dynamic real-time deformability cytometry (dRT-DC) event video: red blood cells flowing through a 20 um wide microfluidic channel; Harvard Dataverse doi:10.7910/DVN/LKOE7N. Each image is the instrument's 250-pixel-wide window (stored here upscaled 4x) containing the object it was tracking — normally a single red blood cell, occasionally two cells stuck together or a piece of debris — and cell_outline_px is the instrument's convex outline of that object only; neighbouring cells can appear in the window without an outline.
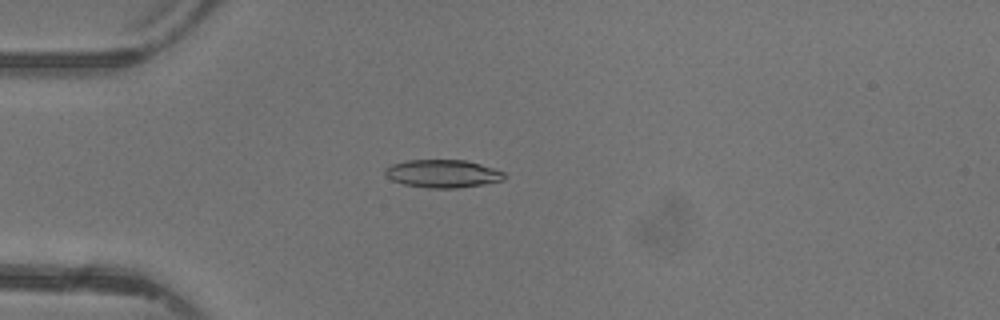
{"species": "common noctule bat (a hibernating species)", "species_latin": "Nyctalus noctula", "temperature_condition": "warm", "stored_images_in_passage": 42, "camera_frame_rate_fps": 3000, "um_per_image_px": 0.085, "animal": {"sex": "female"}, "frame": {"image": 1, "passage_image": 8, "time_ms": 2.333, "image_size_px": [1000, 320], "cell_outline_px": [[508, 176], [504, 180], [484, 184], [456, 188], [428, 188], [404, 184], [392, 180], [384, 172], [384, 168], [392, 164], [404, 160], [464, 160], [480, 164], [504, 172]], "centroid_in_image_um": [37.64, 14.76], "position_along_channel_um": 47.4, "area_um2": 19.42}}
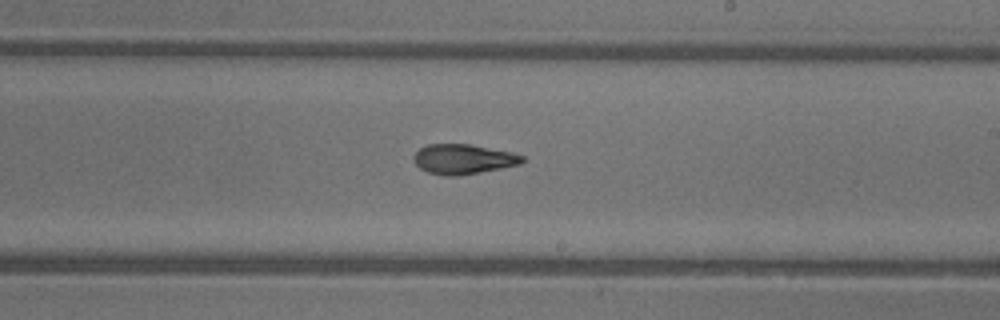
{"frame": {"image": 2, "passage_image": 23, "time_ms": 7.333, "image_size_px": [1000, 320], "cell_outline_px": [[524, 160], [520, 164], [480, 172], [456, 176], [444, 176], [428, 172], [420, 168], [412, 160], [412, 156], [420, 148], [428, 144], [468, 144], [512, 152], [524, 156]], "centroid_in_image_um": [39.34, 13.52], "position_along_channel_um": 249.7, "area_um2": 18.84}}
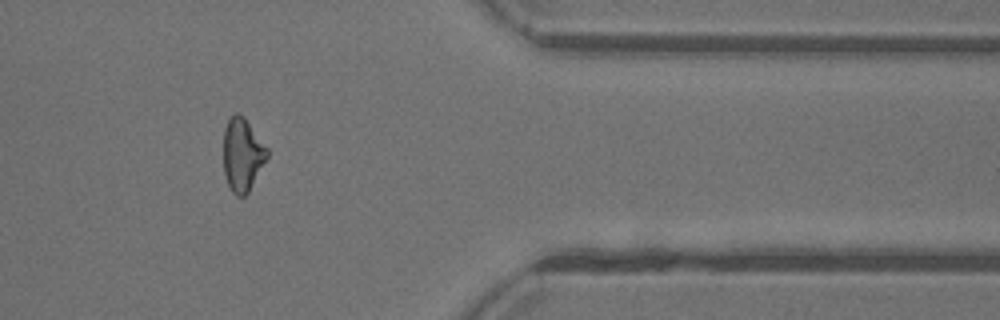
{"frame": {"image": 3, "passage_image": 34, "time_ms": 11.0, "image_size_px": [1000, 320], "cell_outline_px": [[268, 156], [248, 192], [244, 196], [236, 196], [232, 192], [224, 176], [224, 128], [228, 120], [236, 112], [240, 112], [244, 116], [268, 148]], "centroid_in_image_um": [20.6, 13.12], "position_along_channel_um": 390.8, "area_um2": 18.61}, "authors_computed_cell_mechanics": {"area_um2": 19.1029, "velocity_mm_per_s": 4.4063, "shape_relaxation_time_tau1_ms": null, "shape_relaxation_time_tau2_ms": 2.0586, "deformation_change_tau1": null, "deformation_change_tau2": 0.0872}}